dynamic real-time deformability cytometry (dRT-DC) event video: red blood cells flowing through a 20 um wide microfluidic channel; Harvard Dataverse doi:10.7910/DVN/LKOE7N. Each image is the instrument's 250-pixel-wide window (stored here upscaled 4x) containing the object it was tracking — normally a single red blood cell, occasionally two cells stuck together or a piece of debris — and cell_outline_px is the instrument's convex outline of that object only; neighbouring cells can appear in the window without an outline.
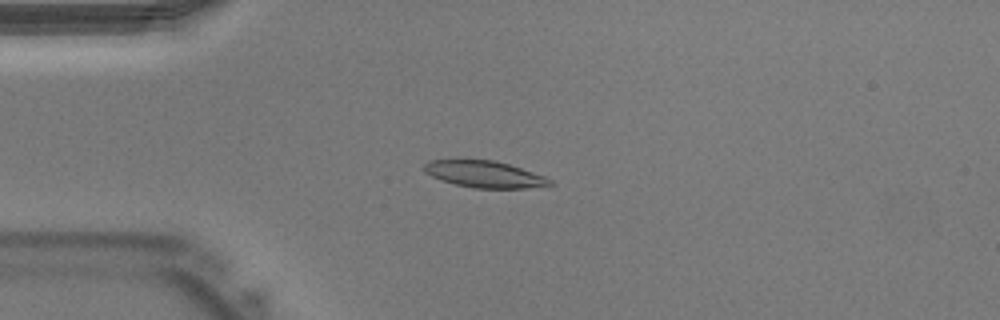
{"species": "Egyptian fruit bat (a non-hibernating species)", "species_latin": "Rousettus aegyptiacus", "temperature_condition": "warm", "stored_images_in_passage": 41, "camera_frame_rate_fps": 3000, "um_per_image_px": 0.085, "animal": {"sex": "male"}, "frame": {"image": 1, "passage_image": 10, "time_ms": 3.0, "image_size_px": [1000, 320], "cell_outline_px": [[556, 184], [524, 188], [476, 188], [456, 184], [440, 180], [424, 172], [424, 164], [428, 160], [492, 160], [508, 164], [544, 176], [552, 180]], "centroid_in_image_um": [41.17, 14.81], "position_along_channel_um": 43.8, "area_um2": 19.31}}
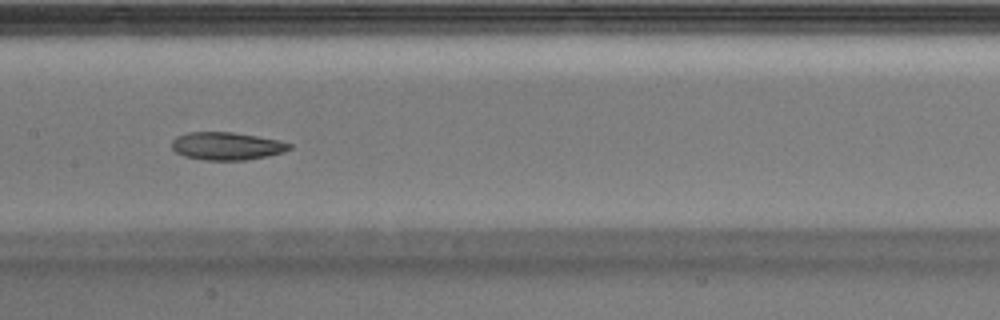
{"frame": {"image": 2, "passage_image": 20, "time_ms": 6.333, "image_size_px": [1000, 320], "cell_outline_px": [[292, 148], [284, 152], [268, 156], [244, 160], [204, 160], [184, 156], [176, 152], [172, 148], [172, 140], [176, 136], [188, 132], [232, 132], [280, 140], [292, 144]], "centroid_in_image_um": [19.28, 12.41], "position_along_channel_um": 188.1, "area_um2": 19.13}}
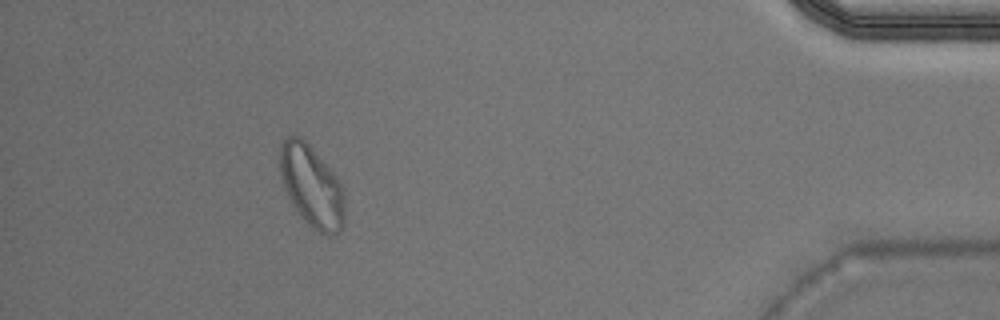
{"frame": {"image": 3, "passage_image": 37, "time_ms": 12.0, "image_size_px": [1000, 320], "cell_outline_px": [[344, 224], [332, 236], [328, 236], [312, 228], [304, 220], [288, 196], [284, 188], [280, 172], [280, 148], [284, 140], [288, 136], [300, 136], [312, 148], [340, 180], [344, 188]], "centroid_in_image_um": [26.51, 15.83], "position_along_channel_um": 408.7, "area_um2": 30.58}}